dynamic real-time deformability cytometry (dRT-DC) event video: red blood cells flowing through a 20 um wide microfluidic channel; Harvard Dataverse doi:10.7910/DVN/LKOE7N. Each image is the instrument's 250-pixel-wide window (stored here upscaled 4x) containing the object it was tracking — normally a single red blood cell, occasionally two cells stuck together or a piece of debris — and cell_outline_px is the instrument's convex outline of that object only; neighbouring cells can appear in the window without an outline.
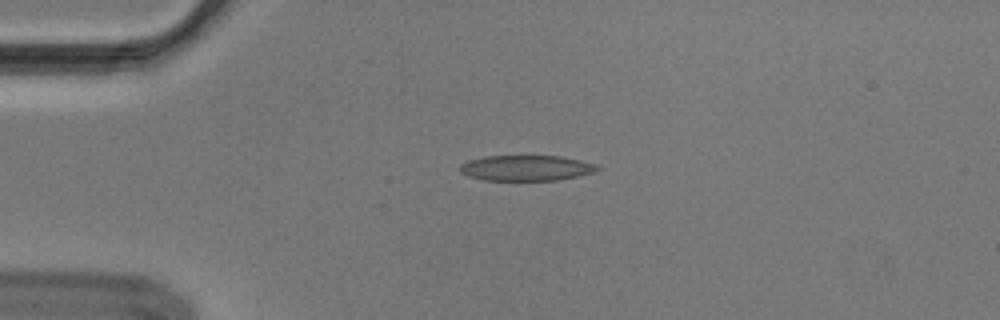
{"species": "Egyptian fruit bat (a non-hibernating species)", "species_latin": "Rousettus aegyptiacus", "temperature_condition": "cold", "stored_images_in_passage": 42, "camera_frame_rate_fps": 3000, "um_per_image_px": 0.085, "animal": {"sex": "male"}, "frame": {"image": 1, "passage_image": 1, "time_ms": 0.0, "image_size_px": [1000, 320], "cell_outline_px": [[600, 168], [592, 172], [576, 176], [556, 180], [484, 180], [468, 176], [460, 172], [460, 164], [468, 160], [484, 156], [560, 156], [580, 160], [592, 164]], "centroid_in_image_um": [44.65, 14.27], "position_along_channel_um": 40.4, "area_um2": 20.17}}
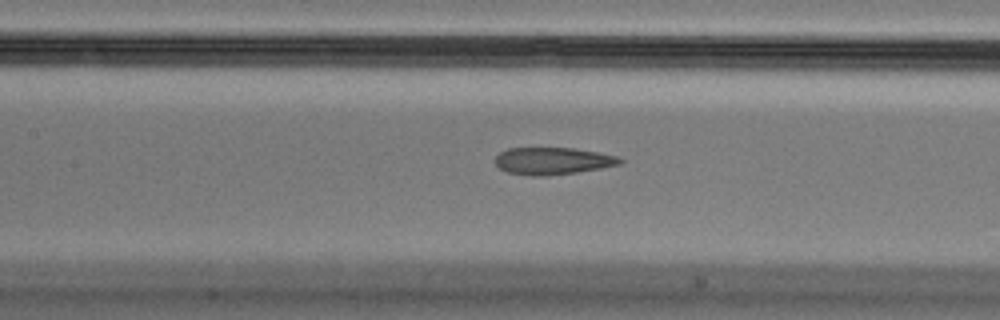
{"frame": {"image": 2, "passage_image": 13, "time_ms": 4.0, "image_size_px": [1000, 320], "cell_outline_px": [[624, 160], [620, 164], [600, 168], [576, 172], [548, 176], [532, 176], [508, 172], [500, 168], [496, 164], [496, 156], [500, 152], [508, 148], [572, 148], [600, 152], [620, 156]], "centroid_in_image_um": [47.02, 13.67], "position_along_channel_um": 160.4, "area_um2": 19.77}}
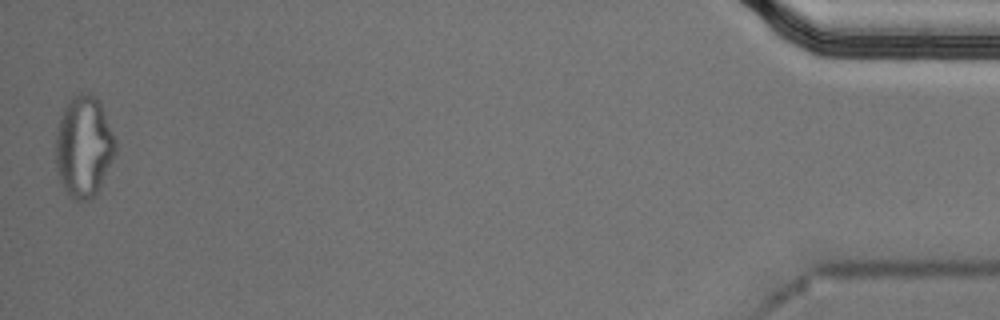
{"frame": {"image": 3, "passage_image": 42, "time_ms": 13.667, "image_size_px": [1000, 320], "cell_outline_px": [[116, 152], [100, 188], [92, 200], [76, 200], [68, 196], [60, 180], [56, 168], [56, 136], [60, 120], [64, 108], [80, 92], [92, 92], [100, 100], [116, 140]], "centroid_in_image_um": [7.15, 12.48], "position_along_channel_um": 428.1, "area_um2": 35.37}, "authors_computed_cell_mechanics": {"area_um2": 21.1548, "velocity_mm_per_s": 3.6774, "shape_relaxation_time_tau1_ms": null, "shape_relaxation_time_tau2_ms": 2.4343, "deformation_change_tau1": null, "deformation_change_tau2": 0.1265}}